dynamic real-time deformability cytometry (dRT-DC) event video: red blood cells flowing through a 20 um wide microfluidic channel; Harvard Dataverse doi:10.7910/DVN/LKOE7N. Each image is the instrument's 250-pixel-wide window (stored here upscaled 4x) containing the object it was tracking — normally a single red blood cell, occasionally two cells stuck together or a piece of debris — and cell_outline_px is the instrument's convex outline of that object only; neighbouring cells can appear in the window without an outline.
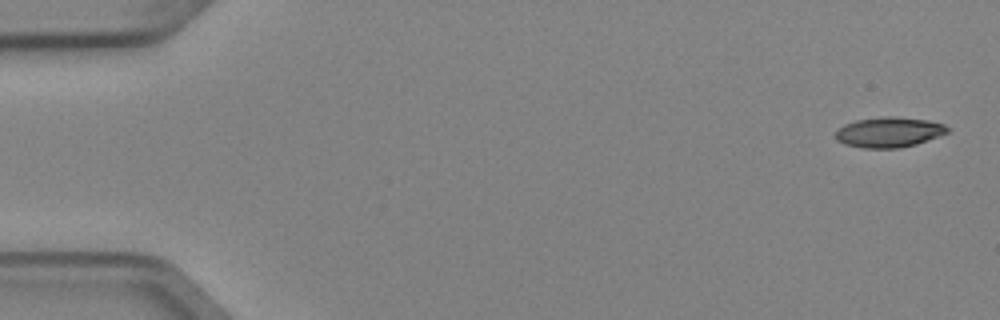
{"species": "Egyptian fruit bat (a non-hibernating species)", "species_latin": "Rousettus aegyptiacus", "temperature_condition": "cold", "stored_images_in_passage": 5, "camera_frame_rate_fps": 3000, "um_per_image_px": 0.085, "animal": {"sex": "female"}, "frame": {"image": 1, "passage_image": 1, "time_ms": 0.0, "image_size_px": [1000, 320], "cell_outline_px": [[952, 128], [948, 132], [916, 144], [900, 148], [864, 148], [848, 144], [836, 140], [836, 132], [844, 124], [856, 120], [884, 116], [892, 116], [928, 120], [944, 124]], "centroid_in_image_um": [75.59, 11.23], "position_along_channel_um": 9.4, "area_um2": 19.59}}
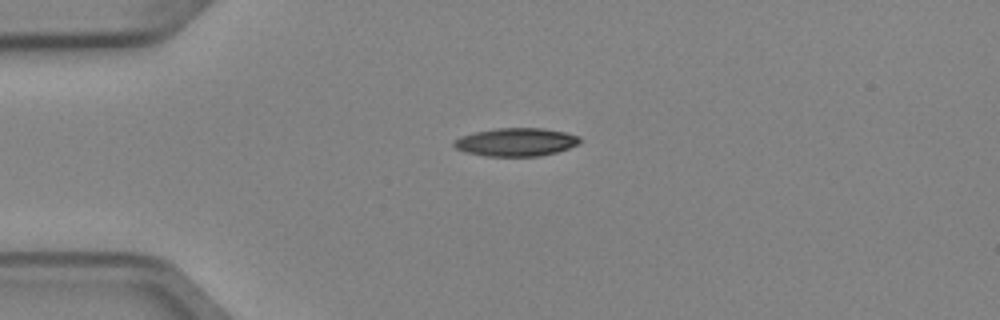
{"frame": {"image": 2, "passage_image": 4, "time_ms": 1.0, "image_size_px": [1000, 320], "cell_outline_px": [[580, 144], [556, 152], [540, 156], [488, 156], [468, 152], [456, 148], [452, 144], [460, 136], [476, 132], [496, 128], [544, 128], [564, 132], [580, 136]], "centroid_in_image_um": [43.9, 12.07], "position_along_channel_um": 41.1, "area_um2": 20.52}}